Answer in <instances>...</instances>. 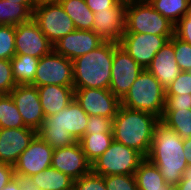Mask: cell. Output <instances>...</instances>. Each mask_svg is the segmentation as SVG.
Here are the masks:
<instances>
[{"mask_svg": "<svg viewBox=\"0 0 191 190\" xmlns=\"http://www.w3.org/2000/svg\"><path fill=\"white\" fill-rule=\"evenodd\" d=\"M183 140L161 120L154 129L151 148L146 157L156 165L166 183L178 185L188 167Z\"/></svg>", "mask_w": 191, "mask_h": 190, "instance_id": "cell-1", "label": "cell"}, {"mask_svg": "<svg viewBox=\"0 0 191 190\" xmlns=\"http://www.w3.org/2000/svg\"><path fill=\"white\" fill-rule=\"evenodd\" d=\"M160 118L145 111L132 110L120 105L113 118V138L125 146L148 156L154 129Z\"/></svg>", "mask_w": 191, "mask_h": 190, "instance_id": "cell-2", "label": "cell"}, {"mask_svg": "<svg viewBox=\"0 0 191 190\" xmlns=\"http://www.w3.org/2000/svg\"><path fill=\"white\" fill-rule=\"evenodd\" d=\"M88 115L75 99L60 112L45 117L37 135L53 149L78 142L85 133Z\"/></svg>", "mask_w": 191, "mask_h": 190, "instance_id": "cell-3", "label": "cell"}, {"mask_svg": "<svg viewBox=\"0 0 191 190\" xmlns=\"http://www.w3.org/2000/svg\"><path fill=\"white\" fill-rule=\"evenodd\" d=\"M117 42L104 41L87 54L77 57L73 63L74 89H109L114 49Z\"/></svg>", "mask_w": 191, "mask_h": 190, "instance_id": "cell-4", "label": "cell"}, {"mask_svg": "<svg viewBox=\"0 0 191 190\" xmlns=\"http://www.w3.org/2000/svg\"><path fill=\"white\" fill-rule=\"evenodd\" d=\"M166 100V90L147 69H143L121 99V105L132 110L154 114L161 119Z\"/></svg>", "mask_w": 191, "mask_h": 190, "instance_id": "cell-5", "label": "cell"}, {"mask_svg": "<svg viewBox=\"0 0 191 190\" xmlns=\"http://www.w3.org/2000/svg\"><path fill=\"white\" fill-rule=\"evenodd\" d=\"M174 27L148 0H126L124 33L174 35Z\"/></svg>", "mask_w": 191, "mask_h": 190, "instance_id": "cell-6", "label": "cell"}, {"mask_svg": "<svg viewBox=\"0 0 191 190\" xmlns=\"http://www.w3.org/2000/svg\"><path fill=\"white\" fill-rule=\"evenodd\" d=\"M144 159L137 150L113 140L110 147L92 163V172L102 176L134 175Z\"/></svg>", "mask_w": 191, "mask_h": 190, "instance_id": "cell-7", "label": "cell"}, {"mask_svg": "<svg viewBox=\"0 0 191 190\" xmlns=\"http://www.w3.org/2000/svg\"><path fill=\"white\" fill-rule=\"evenodd\" d=\"M31 85L35 87L60 85L73 88L72 61L52 50L40 58Z\"/></svg>", "mask_w": 191, "mask_h": 190, "instance_id": "cell-8", "label": "cell"}, {"mask_svg": "<svg viewBox=\"0 0 191 190\" xmlns=\"http://www.w3.org/2000/svg\"><path fill=\"white\" fill-rule=\"evenodd\" d=\"M32 18L52 45L76 30L73 20L64 11L60 3L36 7L33 10Z\"/></svg>", "mask_w": 191, "mask_h": 190, "instance_id": "cell-9", "label": "cell"}, {"mask_svg": "<svg viewBox=\"0 0 191 190\" xmlns=\"http://www.w3.org/2000/svg\"><path fill=\"white\" fill-rule=\"evenodd\" d=\"M173 35L124 33L119 45L144 69Z\"/></svg>", "mask_w": 191, "mask_h": 190, "instance_id": "cell-10", "label": "cell"}, {"mask_svg": "<svg viewBox=\"0 0 191 190\" xmlns=\"http://www.w3.org/2000/svg\"><path fill=\"white\" fill-rule=\"evenodd\" d=\"M53 150L48 143L36 135L14 164L15 177L27 180L32 175L50 167Z\"/></svg>", "mask_w": 191, "mask_h": 190, "instance_id": "cell-11", "label": "cell"}, {"mask_svg": "<svg viewBox=\"0 0 191 190\" xmlns=\"http://www.w3.org/2000/svg\"><path fill=\"white\" fill-rule=\"evenodd\" d=\"M143 69L122 46L118 45L114 49L110 92L121 100Z\"/></svg>", "mask_w": 191, "mask_h": 190, "instance_id": "cell-12", "label": "cell"}, {"mask_svg": "<svg viewBox=\"0 0 191 190\" xmlns=\"http://www.w3.org/2000/svg\"><path fill=\"white\" fill-rule=\"evenodd\" d=\"M74 99L88 116L114 118L121 105V100L109 89H74Z\"/></svg>", "mask_w": 191, "mask_h": 190, "instance_id": "cell-13", "label": "cell"}, {"mask_svg": "<svg viewBox=\"0 0 191 190\" xmlns=\"http://www.w3.org/2000/svg\"><path fill=\"white\" fill-rule=\"evenodd\" d=\"M52 50L53 45L33 18L15 26V54H25L40 59Z\"/></svg>", "mask_w": 191, "mask_h": 190, "instance_id": "cell-14", "label": "cell"}, {"mask_svg": "<svg viewBox=\"0 0 191 190\" xmlns=\"http://www.w3.org/2000/svg\"><path fill=\"white\" fill-rule=\"evenodd\" d=\"M9 95L17 106L25 127L37 132L45 119L37 87L16 85Z\"/></svg>", "mask_w": 191, "mask_h": 190, "instance_id": "cell-15", "label": "cell"}, {"mask_svg": "<svg viewBox=\"0 0 191 190\" xmlns=\"http://www.w3.org/2000/svg\"><path fill=\"white\" fill-rule=\"evenodd\" d=\"M51 166L67 174L73 180L92 171V164L85 156L79 141L70 146L54 149Z\"/></svg>", "mask_w": 191, "mask_h": 190, "instance_id": "cell-16", "label": "cell"}, {"mask_svg": "<svg viewBox=\"0 0 191 190\" xmlns=\"http://www.w3.org/2000/svg\"><path fill=\"white\" fill-rule=\"evenodd\" d=\"M126 0H121L115 7L94 13L92 31L102 40L119 43L125 30Z\"/></svg>", "mask_w": 191, "mask_h": 190, "instance_id": "cell-17", "label": "cell"}, {"mask_svg": "<svg viewBox=\"0 0 191 190\" xmlns=\"http://www.w3.org/2000/svg\"><path fill=\"white\" fill-rule=\"evenodd\" d=\"M103 42L104 40L92 30L76 29L56 42L53 45V50L73 61L77 57L94 50Z\"/></svg>", "mask_w": 191, "mask_h": 190, "instance_id": "cell-18", "label": "cell"}, {"mask_svg": "<svg viewBox=\"0 0 191 190\" xmlns=\"http://www.w3.org/2000/svg\"><path fill=\"white\" fill-rule=\"evenodd\" d=\"M37 132L28 127L0 128V162L13 165Z\"/></svg>", "mask_w": 191, "mask_h": 190, "instance_id": "cell-19", "label": "cell"}, {"mask_svg": "<svg viewBox=\"0 0 191 190\" xmlns=\"http://www.w3.org/2000/svg\"><path fill=\"white\" fill-rule=\"evenodd\" d=\"M174 35L156 53L146 68L166 90L182 72L175 60Z\"/></svg>", "mask_w": 191, "mask_h": 190, "instance_id": "cell-20", "label": "cell"}, {"mask_svg": "<svg viewBox=\"0 0 191 190\" xmlns=\"http://www.w3.org/2000/svg\"><path fill=\"white\" fill-rule=\"evenodd\" d=\"M45 117L52 116L67 107L74 100V88L60 85L37 87Z\"/></svg>", "mask_w": 191, "mask_h": 190, "instance_id": "cell-21", "label": "cell"}, {"mask_svg": "<svg viewBox=\"0 0 191 190\" xmlns=\"http://www.w3.org/2000/svg\"><path fill=\"white\" fill-rule=\"evenodd\" d=\"M37 190H72L74 180L52 166L26 180Z\"/></svg>", "mask_w": 191, "mask_h": 190, "instance_id": "cell-22", "label": "cell"}, {"mask_svg": "<svg viewBox=\"0 0 191 190\" xmlns=\"http://www.w3.org/2000/svg\"><path fill=\"white\" fill-rule=\"evenodd\" d=\"M138 190H175L165 182L158 167L145 158L134 174Z\"/></svg>", "mask_w": 191, "mask_h": 190, "instance_id": "cell-23", "label": "cell"}, {"mask_svg": "<svg viewBox=\"0 0 191 190\" xmlns=\"http://www.w3.org/2000/svg\"><path fill=\"white\" fill-rule=\"evenodd\" d=\"M34 4H21L19 2L0 1V25L16 26L32 19Z\"/></svg>", "mask_w": 191, "mask_h": 190, "instance_id": "cell-24", "label": "cell"}, {"mask_svg": "<svg viewBox=\"0 0 191 190\" xmlns=\"http://www.w3.org/2000/svg\"><path fill=\"white\" fill-rule=\"evenodd\" d=\"M60 4L73 20L77 30H92L94 13L89 9L85 0H61Z\"/></svg>", "mask_w": 191, "mask_h": 190, "instance_id": "cell-25", "label": "cell"}, {"mask_svg": "<svg viewBox=\"0 0 191 190\" xmlns=\"http://www.w3.org/2000/svg\"><path fill=\"white\" fill-rule=\"evenodd\" d=\"M39 60L25 54H15L10 59L13 78L17 85L32 84Z\"/></svg>", "mask_w": 191, "mask_h": 190, "instance_id": "cell-26", "label": "cell"}, {"mask_svg": "<svg viewBox=\"0 0 191 190\" xmlns=\"http://www.w3.org/2000/svg\"><path fill=\"white\" fill-rule=\"evenodd\" d=\"M113 140V133H95L84 135L79 142L85 156L92 164L110 147Z\"/></svg>", "mask_w": 191, "mask_h": 190, "instance_id": "cell-27", "label": "cell"}, {"mask_svg": "<svg viewBox=\"0 0 191 190\" xmlns=\"http://www.w3.org/2000/svg\"><path fill=\"white\" fill-rule=\"evenodd\" d=\"M162 16L174 25L191 11V0H148Z\"/></svg>", "mask_w": 191, "mask_h": 190, "instance_id": "cell-28", "label": "cell"}, {"mask_svg": "<svg viewBox=\"0 0 191 190\" xmlns=\"http://www.w3.org/2000/svg\"><path fill=\"white\" fill-rule=\"evenodd\" d=\"M160 120L172 128L182 140L191 138V110L164 111Z\"/></svg>", "mask_w": 191, "mask_h": 190, "instance_id": "cell-29", "label": "cell"}, {"mask_svg": "<svg viewBox=\"0 0 191 190\" xmlns=\"http://www.w3.org/2000/svg\"><path fill=\"white\" fill-rule=\"evenodd\" d=\"M25 127L22 116L9 94L0 96V128Z\"/></svg>", "mask_w": 191, "mask_h": 190, "instance_id": "cell-30", "label": "cell"}, {"mask_svg": "<svg viewBox=\"0 0 191 190\" xmlns=\"http://www.w3.org/2000/svg\"><path fill=\"white\" fill-rule=\"evenodd\" d=\"M15 55V26L0 25V59L10 60Z\"/></svg>", "mask_w": 191, "mask_h": 190, "instance_id": "cell-31", "label": "cell"}, {"mask_svg": "<svg viewBox=\"0 0 191 190\" xmlns=\"http://www.w3.org/2000/svg\"><path fill=\"white\" fill-rule=\"evenodd\" d=\"M104 181L106 190H138L134 175H108Z\"/></svg>", "mask_w": 191, "mask_h": 190, "instance_id": "cell-32", "label": "cell"}, {"mask_svg": "<svg viewBox=\"0 0 191 190\" xmlns=\"http://www.w3.org/2000/svg\"><path fill=\"white\" fill-rule=\"evenodd\" d=\"M175 60L181 71L191 69V44L174 35Z\"/></svg>", "mask_w": 191, "mask_h": 190, "instance_id": "cell-33", "label": "cell"}, {"mask_svg": "<svg viewBox=\"0 0 191 190\" xmlns=\"http://www.w3.org/2000/svg\"><path fill=\"white\" fill-rule=\"evenodd\" d=\"M73 190H106L104 176L92 171L74 180Z\"/></svg>", "mask_w": 191, "mask_h": 190, "instance_id": "cell-34", "label": "cell"}, {"mask_svg": "<svg viewBox=\"0 0 191 190\" xmlns=\"http://www.w3.org/2000/svg\"><path fill=\"white\" fill-rule=\"evenodd\" d=\"M112 128L113 118L89 115L84 135L113 133Z\"/></svg>", "mask_w": 191, "mask_h": 190, "instance_id": "cell-35", "label": "cell"}, {"mask_svg": "<svg viewBox=\"0 0 191 190\" xmlns=\"http://www.w3.org/2000/svg\"><path fill=\"white\" fill-rule=\"evenodd\" d=\"M191 95V74L182 71L166 89V95Z\"/></svg>", "mask_w": 191, "mask_h": 190, "instance_id": "cell-36", "label": "cell"}, {"mask_svg": "<svg viewBox=\"0 0 191 190\" xmlns=\"http://www.w3.org/2000/svg\"><path fill=\"white\" fill-rule=\"evenodd\" d=\"M16 85L10 60L0 59V93L9 94Z\"/></svg>", "mask_w": 191, "mask_h": 190, "instance_id": "cell-37", "label": "cell"}, {"mask_svg": "<svg viewBox=\"0 0 191 190\" xmlns=\"http://www.w3.org/2000/svg\"><path fill=\"white\" fill-rule=\"evenodd\" d=\"M191 110V95H166L164 111Z\"/></svg>", "mask_w": 191, "mask_h": 190, "instance_id": "cell-38", "label": "cell"}, {"mask_svg": "<svg viewBox=\"0 0 191 190\" xmlns=\"http://www.w3.org/2000/svg\"><path fill=\"white\" fill-rule=\"evenodd\" d=\"M174 35L191 44V11L175 24Z\"/></svg>", "mask_w": 191, "mask_h": 190, "instance_id": "cell-39", "label": "cell"}, {"mask_svg": "<svg viewBox=\"0 0 191 190\" xmlns=\"http://www.w3.org/2000/svg\"><path fill=\"white\" fill-rule=\"evenodd\" d=\"M121 0H85L89 9L95 13L97 11H106L115 7Z\"/></svg>", "mask_w": 191, "mask_h": 190, "instance_id": "cell-40", "label": "cell"}, {"mask_svg": "<svg viewBox=\"0 0 191 190\" xmlns=\"http://www.w3.org/2000/svg\"><path fill=\"white\" fill-rule=\"evenodd\" d=\"M13 178H15L13 165L0 162V190Z\"/></svg>", "mask_w": 191, "mask_h": 190, "instance_id": "cell-41", "label": "cell"}, {"mask_svg": "<svg viewBox=\"0 0 191 190\" xmlns=\"http://www.w3.org/2000/svg\"><path fill=\"white\" fill-rule=\"evenodd\" d=\"M175 190H191V165L183 171L182 179L178 185L175 186Z\"/></svg>", "mask_w": 191, "mask_h": 190, "instance_id": "cell-42", "label": "cell"}, {"mask_svg": "<svg viewBox=\"0 0 191 190\" xmlns=\"http://www.w3.org/2000/svg\"><path fill=\"white\" fill-rule=\"evenodd\" d=\"M1 190H22V179L15 177Z\"/></svg>", "mask_w": 191, "mask_h": 190, "instance_id": "cell-43", "label": "cell"}, {"mask_svg": "<svg viewBox=\"0 0 191 190\" xmlns=\"http://www.w3.org/2000/svg\"><path fill=\"white\" fill-rule=\"evenodd\" d=\"M184 155L187 158L188 165H191V138L183 140Z\"/></svg>", "mask_w": 191, "mask_h": 190, "instance_id": "cell-44", "label": "cell"}, {"mask_svg": "<svg viewBox=\"0 0 191 190\" xmlns=\"http://www.w3.org/2000/svg\"><path fill=\"white\" fill-rule=\"evenodd\" d=\"M61 0H34V9L46 4H59Z\"/></svg>", "mask_w": 191, "mask_h": 190, "instance_id": "cell-45", "label": "cell"}, {"mask_svg": "<svg viewBox=\"0 0 191 190\" xmlns=\"http://www.w3.org/2000/svg\"><path fill=\"white\" fill-rule=\"evenodd\" d=\"M22 190H37L33 185L26 180H22Z\"/></svg>", "mask_w": 191, "mask_h": 190, "instance_id": "cell-46", "label": "cell"}, {"mask_svg": "<svg viewBox=\"0 0 191 190\" xmlns=\"http://www.w3.org/2000/svg\"><path fill=\"white\" fill-rule=\"evenodd\" d=\"M14 2H19L21 4H34V0H9Z\"/></svg>", "mask_w": 191, "mask_h": 190, "instance_id": "cell-47", "label": "cell"}]
</instances>
